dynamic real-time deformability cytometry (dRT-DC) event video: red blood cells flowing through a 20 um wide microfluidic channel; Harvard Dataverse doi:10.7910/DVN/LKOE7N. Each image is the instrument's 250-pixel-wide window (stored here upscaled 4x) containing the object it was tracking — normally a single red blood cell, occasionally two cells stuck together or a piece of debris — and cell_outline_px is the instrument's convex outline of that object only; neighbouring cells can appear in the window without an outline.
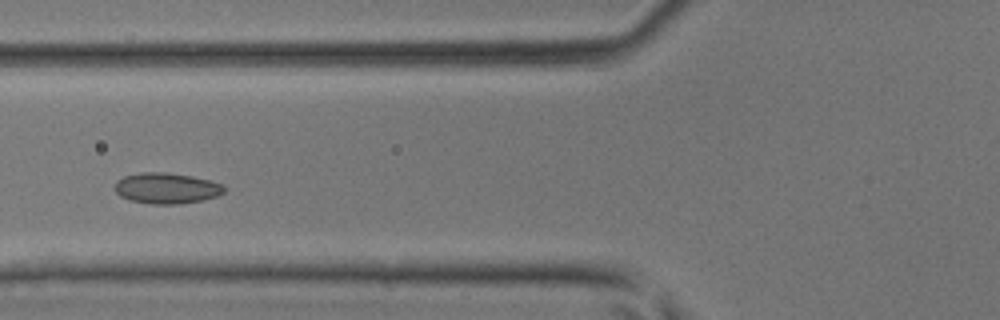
{"species": "common noctule bat (a hibernating species)", "species_latin": "Nyctalus noctula", "temperature_condition": "room temperature", "stored_images_in_passage": 34, "camera_frame_rate_fps": 3000, "um_per_image_px": 0.085, "animal": {"sex": "male", "body_mass_g": 17.9, "forearm_length_mm": 54.2}, "frame": {"image": 1, "passage_image": 7, "time_ms": 2.0, "image_size_px": [1000, 320], "cell_outline_px": [[224, 192], [216, 196], [204, 200], [180, 204], [152, 204], [128, 200], [120, 196], [116, 192], [116, 180], [124, 176], [140, 172], [164, 172], [192, 176], [208, 180], [220, 184], [224, 188]], "centroid_in_image_um": [14.12, 16.0], "position_along_channel_um": 111.7, "area_um2": 19.59}}
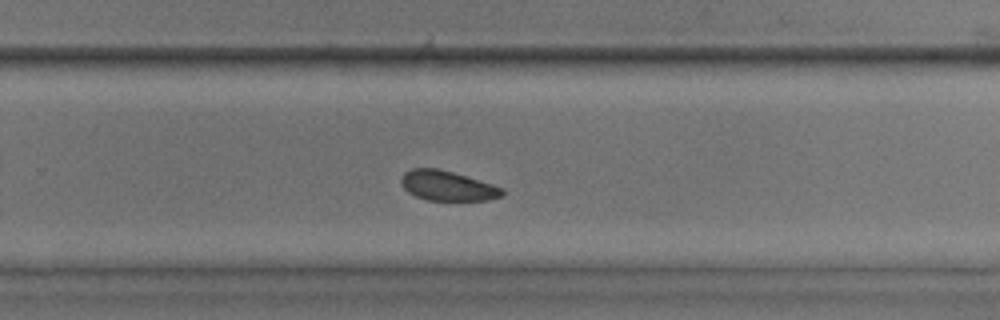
{"frame": {"image": 2, "passage_image": 19, "time_ms": 6.0, "image_size_px": [1000, 320], "cell_outline_px": [[504, 192], [500, 196], [488, 200], [428, 200], [416, 196], [408, 192], [404, 188], [400, 180], [404, 172], [412, 168], [436, 168], [452, 172], [492, 184], [504, 188]], "centroid_in_image_um": [38.01, 15.79], "position_along_channel_um": 291.8, "area_um2": 17.4}}
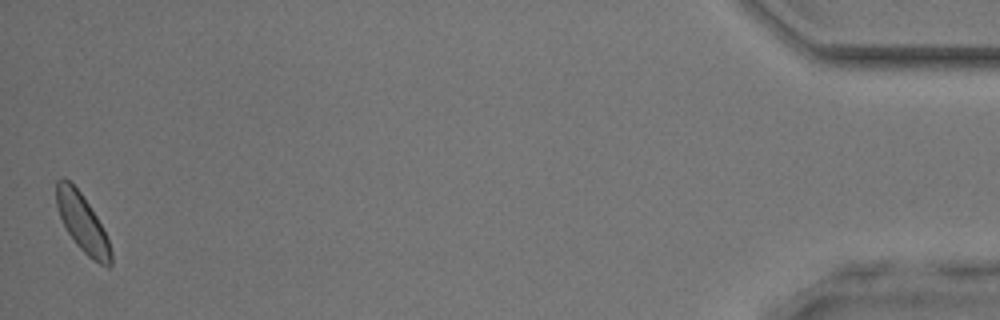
{"frame": {"image": 3, "passage_image": 34, "time_ms": 11.0, "image_size_px": [1000, 320], "cell_outline_px": [[112, 264], [108, 268], [100, 264], [88, 256], [76, 244], [68, 232], [60, 216], [56, 204], [56, 180], [60, 176], [64, 176], [80, 192], [96, 216], [108, 240], [112, 252]], "centroid_in_image_um": [6.99, 18.94], "position_along_channel_um": 428.2, "area_um2": 18.09}}